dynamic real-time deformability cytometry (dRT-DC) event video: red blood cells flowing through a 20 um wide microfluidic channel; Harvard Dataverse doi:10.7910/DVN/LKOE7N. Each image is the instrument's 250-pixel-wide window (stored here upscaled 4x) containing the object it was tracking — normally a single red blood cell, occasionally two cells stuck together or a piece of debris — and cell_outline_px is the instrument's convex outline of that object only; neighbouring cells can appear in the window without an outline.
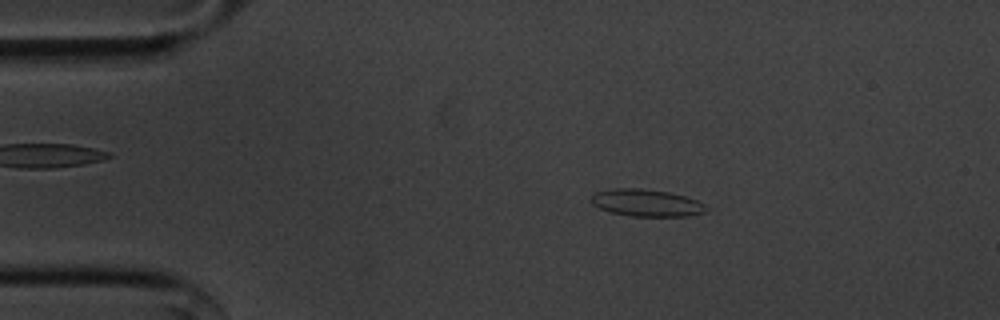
{"species": "common noctule bat (a hibernating species)", "species_latin": "Nyctalus noctula", "temperature_condition": "cold", "stored_images_in_passage": 54, "camera_frame_rate_fps": 3000, "um_per_image_px": 0.085, "animal": {"sex": "male", "body_mass_g": 20.1, "forearm_length_mm": 53.5}, "frame": {"image": 1, "passage_image": 9, "time_ms": 2.667, "image_size_px": [1000, 320], "cell_outline_px": [[708, 208], [704, 212], [688, 216], [632, 216], [612, 212], [600, 208], [592, 204], [592, 192], [612, 188], [640, 188], [668, 192], [684, 196], [696, 200], [704, 204]], "centroid_in_image_um": [54.92, 17.23], "position_along_channel_um": 30.1, "area_um2": 18.09}}
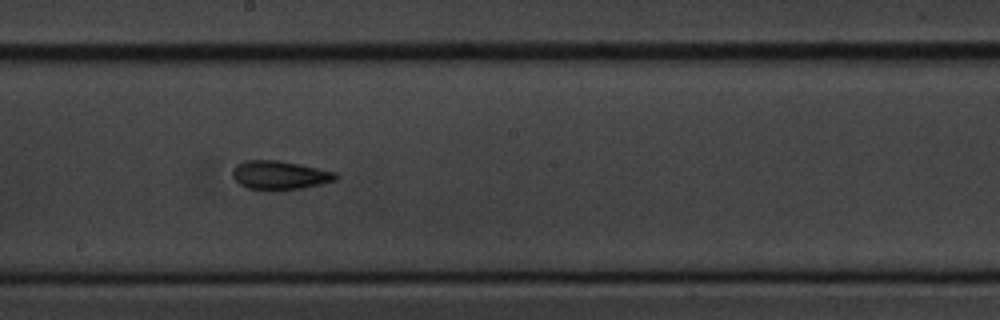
{"frame": {"image": 2, "passage_image": 29, "time_ms": 9.333, "image_size_px": [1000, 320], "cell_outline_px": [[340, 176], [336, 180], [320, 184], [300, 188], [268, 192], [248, 188], [240, 184], [232, 176], [232, 168], [236, 164], [244, 160], [280, 160], [300, 164], [336, 172]], "centroid_in_image_um": [23.75, 14.89], "position_along_channel_um": 224.4, "area_um2": 17.69}}
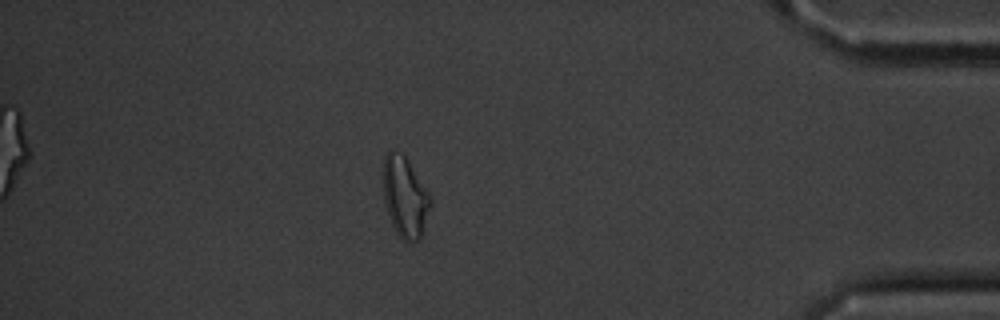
{"frame": {"image": 3, "passage_image": 47, "time_ms": 15.333, "image_size_px": [1000, 320], "cell_outline_px": [[432, 204], [420, 240], [404, 240], [396, 232], [388, 216], [384, 200], [384, 156], [388, 152], [404, 152], [428, 192], [432, 200]], "centroid_in_image_um": [34.44, 16.73], "position_along_channel_um": 400.8, "area_um2": 22.08}, "authors_computed_cell_mechanics": {"area_um2": 17.2533, "velocity_mm_per_s": 3.6114, "shape_relaxation_time_tau1_ms": 5.1514, "shape_relaxation_time_tau2_ms": 2.8264, "deformation_change_tau1": 0.1144, "deformation_change_tau2": 0.0892}}